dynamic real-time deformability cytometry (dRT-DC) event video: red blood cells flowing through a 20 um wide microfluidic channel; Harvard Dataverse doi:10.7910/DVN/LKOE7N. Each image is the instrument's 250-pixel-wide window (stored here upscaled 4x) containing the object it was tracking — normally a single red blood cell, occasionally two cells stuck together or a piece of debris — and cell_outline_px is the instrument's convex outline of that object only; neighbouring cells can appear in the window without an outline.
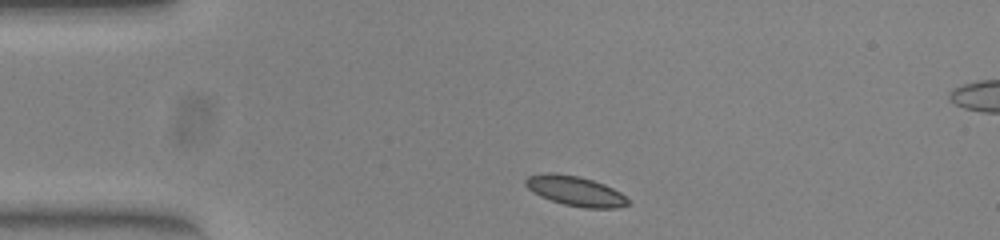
{"species": "common noctule bat (a hibernating species)", "species_latin": "Nyctalus noctula", "temperature_condition": "warm", "stored_images_in_passage": 42, "camera_frame_rate_fps": 3000, "um_per_image_px": 0.085, "animal": {"sex": "female", "body_mass_g": 23.0, "forearm_length_mm": 53.4}, "frame": {"image": 1, "passage_image": 1, "time_ms": 0.0, "image_size_px": [1000, 240], "cell_outline_px": [[628, 204], [616, 208], [584, 208], [564, 204], [540, 196], [532, 192], [524, 184], [524, 180], [528, 176], [580, 176], [604, 184], [620, 192], [628, 200]], "centroid_in_image_um": [48.96, 16.29], "position_along_channel_um": 36.0, "area_um2": 16.94}}
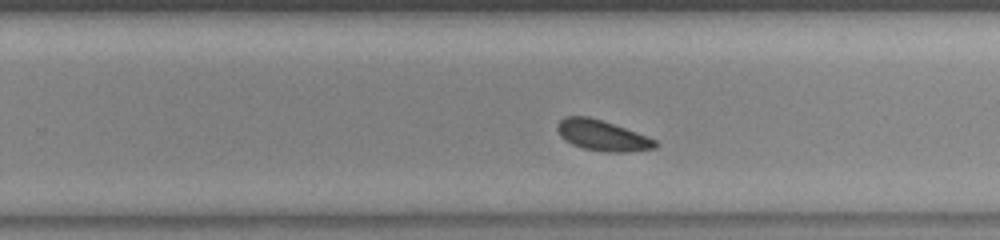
{"frame": {"image": 2, "passage_image": 23, "time_ms": 7.333, "image_size_px": [1000, 240], "cell_outline_px": [[660, 144], [656, 148], [628, 152], [604, 152], [584, 148], [572, 144], [564, 140], [560, 136], [556, 128], [556, 124], [564, 116], [588, 116], [624, 128], [656, 140]], "centroid_in_image_um": [51.16, 11.52], "position_along_channel_um": 278.6, "area_um2": 17.4}}
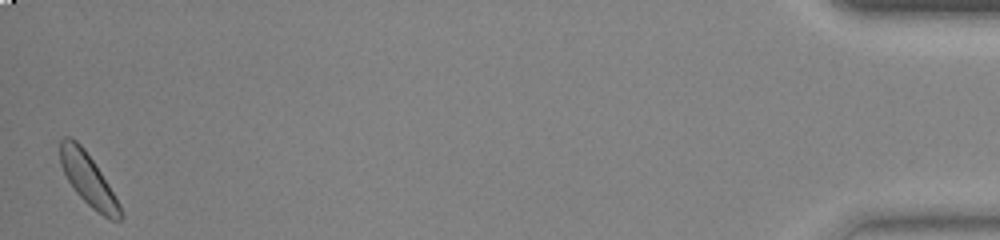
{"frame": {"image": 3, "passage_image": 42, "time_ms": 13.667, "image_size_px": [1000, 240], "cell_outline_px": [[124, 216], [120, 220], [112, 220], [104, 216], [92, 208], [76, 192], [68, 180], [60, 164], [60, 140], [64, 136], [68, 136], [76, 140], [84, 148], [108, 184], [120, 204]], "centroid_in_image_um": [7.49, 15.25], "position_along_channel_um": 427.7, "area_um2": 17.92}, "authors_computed_cell_mechanics": {"area_um2": 17.4845, "velocity_mm_per_s": 3.845, "shape_relaxation_time_tau1_ms": 4.2694, "shape_relaxation_time_tau2_ms": 4.048, "deformation_change_tau1": 0.0602, "deformation_change_tau2": 0.0943}}